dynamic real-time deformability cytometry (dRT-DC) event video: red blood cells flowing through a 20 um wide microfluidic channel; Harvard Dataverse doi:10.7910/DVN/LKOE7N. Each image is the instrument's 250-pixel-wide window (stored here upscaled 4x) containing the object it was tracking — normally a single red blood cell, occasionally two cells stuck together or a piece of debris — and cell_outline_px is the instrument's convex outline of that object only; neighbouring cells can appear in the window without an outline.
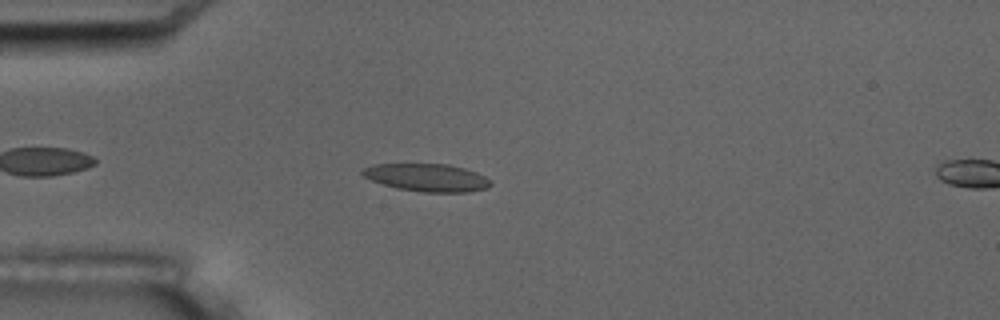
{"species": "common noctule bat (a hibernating species)", "species_latin": "Nyctalus noctula", "temperature_condition": "room temperature", "stored_images_in_passage": 6, "camera_frame_rate_fps": 3000, "um_per_image_px": 0.085, "animal": {"sex": "male", "body_mass_g": 17.5, "forearm_length_mm": 52.3}, "frame": {"image": 1, "passage_image": 5, "time_ms": 4.667, "image_size_px": [1000, 320], "cell_outline_px": [[492, 184], [488, 188], [468, 192], [424, 192], [396, 188], [372, 180], [364, 176], [360, 172], [364, 168], [376, 164], [448, 164], [464, 168], [476, 172], [492, 180]], "centroid_in_image_um": [36.34, 15.09], "position_along_channel_um": 48.7, "area_um2": 20.63}}